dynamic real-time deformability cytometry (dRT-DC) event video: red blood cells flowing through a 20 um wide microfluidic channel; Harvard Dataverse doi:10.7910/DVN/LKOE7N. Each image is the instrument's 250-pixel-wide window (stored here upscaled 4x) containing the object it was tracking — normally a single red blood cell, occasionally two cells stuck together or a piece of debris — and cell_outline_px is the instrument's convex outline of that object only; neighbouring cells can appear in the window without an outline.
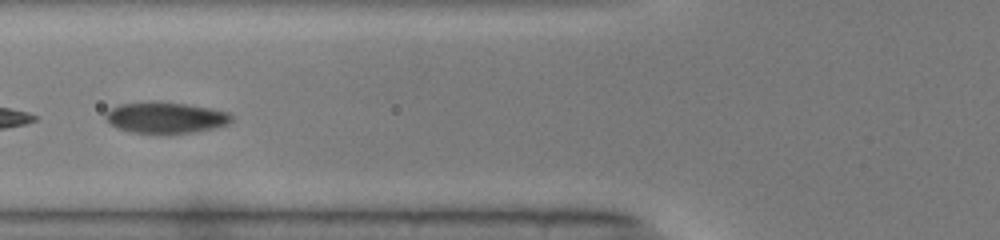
{"species": "common noctule bat (a hibernating species)", "species_latin": "Nyctalus noctula", "temperature_condition": "warm", "stored_images_in_passage": 15, "camera_frame_rate_fps": 3000, "um_per_image_px": 0.085, "animal": {"sex": "male", "body_mass_g": 19.0, "forearm_length_mm": 50.8}, "frame": {"image": 1, "passage_image": 7, "time_ms": 2.0, "image_size_px": [1000, 240], "cell_outline_px": [[232, 120], [228, 124], [216, 128], [196, 132], [132, 132], [120, 128], [112, 124], [108, 120], [108, 112], [112, 108], [120, 104], [184, 104], [208, 108], [228, 112], [232, 116]], "centroid_in_image_um": [14.19, 10.03], "position_along_channel_um": 111.6, "area_um2": 21.39}}